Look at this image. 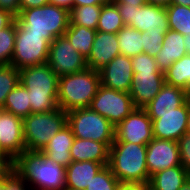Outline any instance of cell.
<instances>
[{"mask_svg": "<svg viewBox=\"0 0 190 190\" xmlns=\"http://www.w3.org/2000/svg\"><path fill=\"white\" fill-rule=\"evenodd\" d=\"M146 154V145L113 142L110 147L108 166L121 184L148 185L150 177Z\"/></svg>", "mask_w": 190, "mask_h": 190, "instance_id": "cell-3", "label": "cell"}, {"mask_svg": "<svg viewBox=\"0 0 190 190\" xmlns=\"http://www.w3.org/2000/svg\"><path fill=\"white\" fill-rule=\"evenodd\" d=\"M152 120L153 137L178 141L186 133L188 100L174 112L148 113Z\"/></svg>", "mask_w": 190, "mask_h": 190, "instance_id": "cell-14", "label": "cell"}, {"mask_svg": "<svg viewBox=\"0 0 190 190\" xmlns=\"http://www.w3.org/2000/svg\"><path fill=\"white\" fill-rule=\"evenodd\" d=\"M9 169V164L0 158V178Z\"/></svg>", "mask_w": 190, "mask_h": 190, "instance_id": "cell-47", "label": "cell"}, {"mask_svg": "<svg viewBox=\"0 0 190 190\" xmlns=\"http://www.w3.org/2000/svg\"><path fill=\"white\" fill-rule=\"evenodd\" d=\"M189 177L187 170L178 165L152 175L148 185L153 190H179Z\"/></svg>", "mask_w": 190, "mask_h": 190, "instance_id": "cell-24", "label": "cell"}, {"mask_svg": "<svg viewBox=\"0 0 190 190\" xmlns=\"http://www.w3.org/2000/svg\"><path fill=\"white\" fill-rule=\"evenodd\" d=\"M165 39V34H147L143 32V48L144 53L155 57L162 49V43Z\"/></svg>", "mask_w": 190, "mask_h": 190, "instance_id": "cell-37", "label": "cell"}, {"mask_svg": "<svg viewBox=\"0 0 190 190\" xmlns=\"http://www.w3.org/2000/svg\"><path fill=\"white\" fill-rule=\"evenodd\" d=\"M103 167L102 163L92 161H72L66 167V188L85 190Z\"/></svg>", "mask_w": 190, "mask_h": 190, "instance_id": "cell-23", "label": "cell"}, {"mask_svg": "<svg viewBox=\"0 0 190 190\" xmlns=\"http://www.w3.org/2000/svg\"><path fill=\"white\" fill-rule=\"evenodd\" d=\"M146 146V164L149 177L157 172L181 165L176 141L153 138Z\"/></svg>", "mask_w": 190, "mask_h": 190, "instance_id": "cell-15", "label": "cell"}, {"mask_svg": "<svg viewBox=\"0 0 190 190\" xmlns=\"http://www.w3.org/2000/svg\"><path fill=\"white\" fill-rule=\"evenodd\" d=\"M169 28L182 35L190 34V7L170 4L166 7Z\"/></svg>", "mask_w": 190, "mask_h": 190, "instance_id": "cell-31", "label": "cell"}, {"mask_svg": "<svg viewBox=\"0 0 190 190\" xmlns=\"http://www.w3.org/2000/svg\"><path fill=\"white\" fill-rule=\"evenodd\" d=\"M55 38L51 34L29 33L16 22V38L11 65L18 70L47 63L50 43Z\"/></svg>", "mask_w": 190, "mask_h": 190, "instance_id": "cell-8", "label": "cell"}, {"mask_svg": "<svg viewBox=\"0 0 190 190\" xmlns=\"http://www.w3.org/2000/svg\"><path fill=\"white\" fill-rule=\"evenodd\" d=\"M165 83L190 90V55L177 60L164 72Z\"/></svg>", "mask_w": 190, "mask_h": 190, "instance_id": "cell-28", "label": "cell"}, {"mask_svg": "<svg viewBox=\"0 0 190 190\" xmlns=\"http://www.w3.org/2000/svg\"><path fill=\"white\" fill-rule=\"evenodd\" d=\"M50 3L59 7L66 8L68 11L73 8V0H50Z\"/></svg>", "mask_w": 190, "mask_h": 190, "instance_id": "cell-43", "label": "cell"}, {"mask_svg": "<svg viewBox=\"0 0 190 190\" xmlns=\"http://www.w3.org/2000/svg\"><path fill=\"white\" fill-rule=\"evenodd\" d=\"M20 83V73L11 64L0 65V109L3 108L7 95Z\"/></svg>", "mask_w": 190, "mask_h": 190, "instance_id": "cell-32", "label": "cell"}, {"mask_svg": "<svg viewBox=\"0 0 190 190\" xmlns=\"http://www.w3.org/2000/svg\"><path fill=\"white\" fill-rule=\"evenodd\" d=\"M177 143L180 152L181 165L190 174V134H183Z\"/></svg>", "mask_w": 190, "mask_h": 190, "instance_id": "cell-38", "label": "cell"}, {"mask_svg": "<svg viewBox=\"0 0 190 190\" xmlns=\"http://www.w3.org/2000/svg\"><path fill=\"white\" fill-rule=\"evenodd\" d=\"M118 55L120 50L117 34L97 31L90 55L86 59L87 66L99 71Z\"/></svg>", "mask_w": 190, "mask_h": 190, "instance_id": "cell-18", "label": "cell"}, {"mask_svg": "<svg viewBox=\"0 0 190 190\" xmlns=\"http://www.w3.org/2000/svg\"><path fill=\"white\" fill-rule=\"evenodd\" d=\"M64 190H83V189L65 188Z\"/></svg>", "mask_w": 190, "mask_h": 190, "instance_id": "cell-53", "label": "cell"}, {"mask_svg": "<svg viewBox=\"0 0 190 190\" xmlns=\"http://www.w3.org/2000/svg\"><path fill=\"white\" fill-rule=\"evenodd\" d=\"M186 133L190 134V98L188 99V116H187Z\"/></svg>", "mask_w": 190, "mask_h": 190, "instance_id": "cell-50", "label": "cell"}, {"mask_svg": "<svg viewBox=\"0 0 190 190\" xmlns=\"http://www.w3.org/2000/svg\"><path fill=\"white\" fill-rule=\"evenodd\" d=\"M72 161H92L109 164L110 148L102 142L76 138L70 149Z\"/></svg>", "mask_w": 190, "mask_h": 190, "instance_id": "cell-21", "label": "cell"}, {"mask_svg": "<svg viewBox=\"0 0 190 190\" xmlns=\"http://www.w3.org/2000/svg\"><path fill=\"white\" fill-rule=\"evenodd\" d=\"M20 9L42 7L50 3V0H19Z\"/></svg>", "mask_w": 190, "mask_h": 190, "instance_id": "cell-40", "label": "cell"}, {"mask_svg": "<svg viewBox=\"0 0 190 190\" xmlns=\"http://www.w3.org/2000/svg\"><path fill=\"white\" fill-rule=\"evenodd\" d=\"M20 83L29 91L31 113H45L58 108L59 76L47 64L19 70Z\"/></svg>", "mask_w": 190, "mask_h": 190, "instance_id": "cell-2", "label": "cell"}, {"mask_svg": "<svg viewBox=\"0 0 190 190\" xmlns=\"http://www.w3.org/2000/svg\"><path fill=\"white\" fill-rule=\"evenodd\" d=\"M189 99L188 92L165 83L155 98L144 108L147 113H168L182 106Z\"/></svg>", "mask_w": 190, "mask_h": 190, "instance_id": "cell-20", "label": "cell"}, {"mask_svg": "<svg viewBox=\"0 0 190 190\" xmlns=\"http://www.w3.org/2000/svg\"><path fill=\"white\" fill-rule=\"evenodd\" d=\"M113 3H121L122 5L142 6L147 0H111Z\"/></svg>", "mask_w": 190, "mask_h": 190, "instance_id": "cell-44", "label": "cell"}, {"mask_svg": "<svg viewBox=\"0 0 190 190\" xmlns=\"http://www.w3.org/2000/svg\"><path fill=\"white\" fill-rule=\"evenodd\" d=\"M116 190H140V184H120Z\"/></svg>", "mask_w": 190, "mask_h": 190, "instance_id": "cell-45", "label": "cell"}, {"mask_svg": "<svg viewBox=\"0 0 190 190\" xmlns=\"http://www.w3.org/2000/svg\"><path fill=\"white\" fill-rule=\"evenodd\" d=\"M147 3L156 6L167 7L168 5H170V0H147Z\"/></svg>", "mask_w": 190, "mask_h": 190, "instance_id": "cell-46", "label": "cell"}, {"mask_svg": "<svg viewBox=\"0 0 190 190\" xmlns=\"http://www.w3.org/2000/svg\"><path fill=\"white\" fill-rule=\"evenodd\" d=\"M67 124V112L59 107L45 113H31L23 118L26 150L42 151L50 139Z\"/></svg>", "mask_w": 190, "mask_h": 190, "instance_id": "cell-6", "label": "cell"}, {"mask_svg": "<svg viewBox=\"0 0 190 190\" xmlns=\"http://www.w3.org/2000/svg\"><path fill=\"white\" fill-rule=\"evenodd\" d=\"M99 75L101 85L129 93L134 75L131 57L121 54L116 56L99 70Z\"/></svg>", "mask_w": 190, "mask_h": 190, "instance_id": "cell-16", "label": "cell"}, {"mask_svg": "<svg viewBox=\"0 0 190 190\" xmlns=\"http://www.w3.org/2000/svg\"><path fill=\"white\" fill-rule=\"evenodd\" d=\"M125 26L147 34H166L170 29L166 7L146 3L142 6L114 3Z\"/></svg>", "mask_w": 190, "mask_h": 190, "instance_id": "cell-9", "label": "cell"}, {"mask_svg": "<svg viewBox=\"0 0 190 190\" xmlns=\"http://www.w3.org/2000/svg\"><path fill=\"white\" fill-rule=\"evenodd\" d=\"M28 187L10 168L0 178V190H28Z\"/></svg>", "mask_w": 190, "mask_h": 190, "instance_id": "cell-36", "label": "cell"}, {"mask_svg": "<svg viewBox=\"0 0 190 190\" xmlns=\"http://www.w3.org/2000/svg\"><path fill=\"white\" fill-rule=\"evenodd\" d=\"M179 190H190V177L186 182L182 185V187Z\"/></svg>", "mask_w": 190, "mask_h": 190, "instance_id": "cell-51", "label": "cell"}, {"mask_svg": "<svg viewBox=\"0 0 190 190\" xmlns=\"http://www.w3.org/2000/svg\"><path fill=\"white\" fill-rule=\"evenodd\" d=\"M109 0H73V6L106 4Z\"/></svg>", "mask_w": 190, "mask_h": 190, "instance_id": "cell-42", "label": "cell"}, {"mask_svg": "<svg viewBox=\"0 0 190 190\" xmlns=\"http://www.w3.org/2000/svg\"><path fill=\"white\" fill-rule=\"evenodd\" d=\"M89 107L107 118L114 127L135 109L129 93L103 85H100Z\"/></svg>", "mask_w": 190, "mask_h": 190, "instance_id": "cell-10", "label": "cell"}, {"mask_svg": "<svg viewBox=\"0 0 190 190\" xmlns=\"http://www.w3.org/2000/svg\"><path fill=\"white\" fill-rule=\"evenodd\" d=\"M15 20L29 33L51 34L57 38L64 35L69 26V11L49 3L42 7L20 9Z\"/></svg>", "mask_w": 190, "mask_h": 190, "instance_id": "cell-5", "label": "cell"}, {"mask_svg": "<svg viewBox=\"0 0 190 190\" xmlns=\"http://www.w3.org/2000/svg\"><path fill=\"white\" fill-rule=\"evenodd\" d=\"M15 20V16L9 11L0 9V31L8 27Z\"/></svg>", "mask_w": 190, "mask_h": 190, "instance_id": "cell-41", "label": "cell"}, {"mask_svg": "<svg viewBox=\"0 0 190 190\" xmlns=\"http://www.w3.org/2000/svg\"><path fill=\"white\" fill-rule=\"evenodd\" d=\"M0 9L9 11L16 17L20 12L19 0H0Z\"/></svg>", "mask_w": 190, "mask_h": 190, "instance_id": "cell-39", "label": "cell"}, {"mask_svg": "<svg viewBox=\"0 0 190 190\" xmlns=\"http://www.w3.org/2000/svg\"><path fill=\"white\" fill-rule=\"evenodd\" d=\"M47 64L59 77L88 68L86 58L72 47L65 35L50 43Z\"/></svg>", "mask_w": 190, "mask_h": 190, "instance_id": "cell-11", "label": "cell"}, {"mask_svg": "<svg viewBox=\"0 0 190 190\" xmlns=\"http://www.w3.org/2000/svg\"><path fill=\"white\" fill-rule=\"evenodd\" d=\"M153 138L152 120L142 108H135L115 127L114 142L147 145Z\"/></svg>", "mask_w": 190, "mask_h": 190, "instance_id": "cell-13", "label": "cell"}, {"mask_svg": "<svg viewBox=\"0 0 190 190\" xmlns=\"http://www.w3.org/2000/svg\"><path fill=\"white\" fill-rule=\"evenodd\" d=\"M121 183L112 173L111 168L104 166L92 179L85 190H116Z\"/></svg>", "mask_w": 190, "mask_h": 190, "instance_id": "cell-34", "label": "cell"}, {"mask_svg": "<svg viewBox=\"0 0 190 190\" xmlns=\"http://www.w3.org/2000/svg\"><path fill=\"white\" fill-rule=\"evenodd\" d=\"M184 36V46L186 48L187 55H190V34L183 35Z\"/></svg>", "mask_w": 190, "mask_h": 190, "instance_id": "cell-48", "label": "cell"}, {"mask_svg": "<svg viewBox=\"0 0 190 190\" xmlns=\"http://www.w3.org/2000/svg\"><path fill=\"white\" fill-rule=\"evenodd\" d=\"M102 5L73 6L69 11V25H79L96 30Z\"/></svg>", "mask_w": 190, "mask_h": 190, "instance_id": "cell-29", "label": "cell"}, {"mask_svg": "<svg viewBox=\"0 0 190 190\" xmlns=\"http://www.w3.org/2000/svg\"><path fill=\"white\" fill-rule=\"evenodd\" d=\"M74 139L71 127L66 124L50 139L42 152L55 163L67 167L72 162L70 149Z\"/></svg>", "mask_w": 190, "mask_h": 190, "instance_id": "cell-19", "label": "cell"}, {"mask_svg": "<svg viewBox=\"0 0 190 190\" xmlns=\"http://www.w3.org/2000/svg\"><path fill=\"white\" fill-rule=\"evenodd\" d=\"M67 124L76 138L102 142L109 148L115 140V127L90 107L67 112Z\"/></svg>", "mask_w": 190, "mask_h": 190, "instance_id": "cell-7", "label": "cell"}, {"mask_svg": "<svg viewBox=\"0 0 190 190\" xmlns=\"http://www.w3.org/2000/svg\"><path fill=\"white\" fill-rule=\"evenodd\" d=\"M118 47L121 55L134 57L144 53L143 32L124 26L117 33Z\"/></svg>", "mask_w": 190, "mask_h": 190, "instance_id": "cell-26", "label": "cell"}, {"mask_svg": "<svg viewBox=\"0 0 190 190\" xmlns=\"http://www.w3.org/2000/svg\"><path fill=\"white\" fill-rule=\"evenodd\" d=\"M183 40L184 36L175 30L166 32L162 49L155 56L160 71L165 72L171 64L187 55Z\"/></svg>", "mask_w": 190, "mask_h": 190, "instance_id": "cell-22", "label": "cell"}, {"mask_svg": "<svg viewBox=\"0 0 190 190\" xmlns=\"http://www.w3.org/2000/svg\"><path fill=\"white\" fill-rule=\"evenodd\" d=\"M131 64L133 67V73L137 72H162L158 68L155 57L148 55L147 53L138 54L131 57Z\"/></svg>", "mask_w": 190, "mask_h": 190, "instance_id": "cell-35", "label": "cell"}, {"mask_svg": "<svg viewBox=\"0 0 190 190\" xmlns=\"http://www.w3.org/2000/svg\"><path fill=\"white\" fill-rule=\"evenodd\" d=\"M140 190H153L149 185L140 184Z\"/></svg>", "mask_w": 190, "mask_h": 190, "instance_id": "cell-52", "label": "cell"}, {"mask_svg": "<svg viewBox=\"0 0 190 190\" xmlns=\"http://www.w3.org/2000/svg\"><path fill=\"white\" fill-rule=\"evenodd\" d=\"M25 150L23 118L0 109V158L10 165Z\"/></svg>", "mask_w": 190, "mask_h": 190, "instance_id": "cell-12", "label": "cell"}, {"mask_svg": "<svg viewBox=\"0 0 190 190\" xmlns=\"http://www.w3.org/2000/svg\"><path fill=\"white\" fill-rule=\"evenodd\" d=\"M9 168L27 185L29 184L30 190H64L66 188V167L55 163L42 151H23L12 161Z\"/></svg>", "mask_w": 190, "mask_h": 190, "instance_id": "cell-1", "label": "cell"}, {"mask_svg": "<svg viewBox=\"0 0 190 190\" xmlns=\"http://www.w3.org/2000/svg\"><path fill=\"white\" fill-rule=\"evenodd\" d=\"M3 110L15 116L25 118L31 114L29 91L19 83L6 97Z\"/></svg>", "mask_w": 190, "mask_h": 190, "instance_id": "cell-27", "label": "cell"}, {"mask_svg": "<svg viewBox=\"0 0 190 190\" xmlns=\"http://www.w3.org/2000/svg\"><path fill=\"white\" fill-rule=\"evenodd\" d=\"M125 24L119 13L117 6L109 0L102 5V10L98 20L96 30L116 34Z\"/></svg>", "mask_w": 190, "mask_h": 190, "instance_id": "cell-30", "label": "cell"}, {"mask_svg": "<svg viewBox=\"0 0 190 190\" xmlns=\"http://www.w3.org/2000/svg\"><path fill=\"white\" fill-rule=\"evenodd\" d=\"M96 33L97 30L91 28L69 25L64 35L72 47L87 59L90 55Z\"/></svg>", "mask_w": 190, "mask_h": 190, "instance_id": "cell-25", "label": "cell"}, {"mask_svg": "<svg viewBox=\"0 0 190 190\" xmlns=\"http://www.w3.org/2000/svg\"><path fill=\"white\" fill-rule=\"evenodd\" d=\"M170 4H177L181 6L190 7V0H170Z\"/></svg>", "mask_w": 190, "mask_h": 190, "instance_id": "cell-49", "label": "cell"}, {"mask_svg": "<svg viewBox=\"0 0 190 190\" xmlns=\"http://www.w3.org/2000/svg\"><path fill=\"white\" fill-rule=\"evenodd\" d=\"M100 85L99 71L90 68L60 76L57 105L65 112L89 107Z\"/></svg>", "mask_w": 190, "mask_h": 190, "instance_id": "cell-4", "label": "cell"}, {"mask_svg": "<svg viewBox=\"0 0 190 190\" xmlns=\"http://www.w3.org/2000/svg\"><path fill=\"white\" fill-rule=\"evenodd\" d=\"M16 20L0 31V65L10 64L14 53Z\"/></svg>", "mask_w": 190, "mask_h": 190, "instance_id": "cell-33", "label": "cell"}, {"mask_svg": "<svg viewBox=\"0 0 190 190\" xmlns=\"http://www.w3.org/2000/svg\"><path fill=\"white\" fill-rule=\"evenodd\" d=\"M165 84L164 72L134 73L129 94L135 108L144 109Z\"/></svg>", "mask_w": 190, "mask_h": 190, "instance_id": "cell-17", "label": "cell"}]
</instances>
